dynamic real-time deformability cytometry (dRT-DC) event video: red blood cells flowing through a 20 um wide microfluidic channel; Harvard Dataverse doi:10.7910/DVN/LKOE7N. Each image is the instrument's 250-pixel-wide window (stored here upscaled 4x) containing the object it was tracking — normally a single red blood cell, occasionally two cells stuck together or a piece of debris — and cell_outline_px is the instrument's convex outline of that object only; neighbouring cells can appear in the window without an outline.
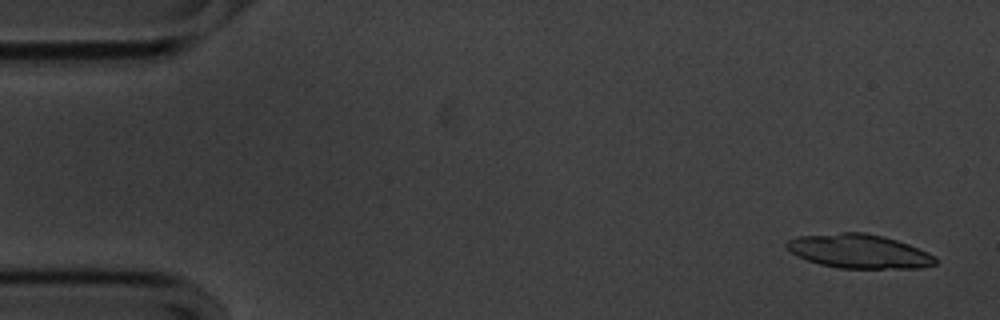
{"species": "common noctule bat (a hibernating species)", "species_latin": "Nyctalus noctula", "temperature_condition": "cold", "stored_images_in_passage": 22, "camera_frame_rate_fps": 3000, "um_per_image_px": 0.085, "animal": {"sex": "male", "body_mass_g": 20.1, "forearm_length_mm": 53.5}, "frame": {"image": 1, "passage_image": 3, "time_ms": 0.667, "image_size_px": [1000, 320], "cell_outline_px": [[936, 264], [920, 268], [840, 268], [820, 264], [808, 260], [792, 252], [784, 244], [788, 240], [796, 236], [840, 232], [864, 232], [884, 236], [908, 244], [928, 252], [936, 256]], "centroid_in_image_um": [73.03, 21.35], "position_along_channel_um": 12.0, "area_um2": 29.42}}